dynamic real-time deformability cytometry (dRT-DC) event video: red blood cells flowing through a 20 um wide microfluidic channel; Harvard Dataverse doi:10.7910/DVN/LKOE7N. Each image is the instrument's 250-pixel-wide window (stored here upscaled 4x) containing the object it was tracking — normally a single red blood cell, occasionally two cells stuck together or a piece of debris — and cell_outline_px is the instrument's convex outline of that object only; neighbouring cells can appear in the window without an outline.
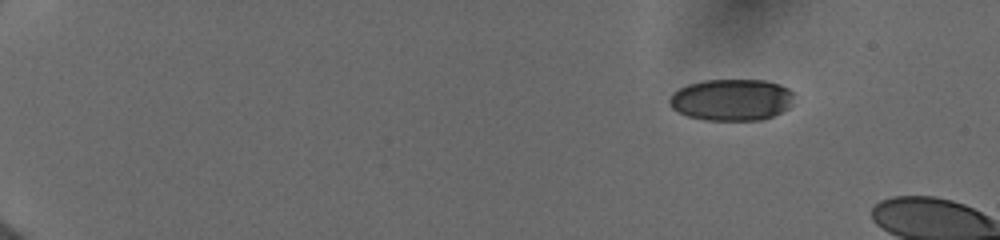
{"species": "human", "species_latin": "Homo sapiens", "temperature_condition": "cold", "stored_images_in_passage": 4, "camera_frame_rate_fps": 3000, "um_per_image_px": 0.085, "donor": {"sex": "female"}, "frame": {"image": 1, "passage_image": 1, "time_ms": 0.0, "image_size_px": [1000, 240], "cell_outline_px": [[792, 104], [788, 108], [764, 120], [704, 120], [688, 116], [672, 108], [668, 104], [668, 100], [672, 92], [688, 84], [704, 80], [764, 80], [780, 84], [788, 88], [792, 92]], "centroid_in_image_um": [62.17, 8.48], "position_along_channel_um": 22.8, "area_um2": 30.35}}